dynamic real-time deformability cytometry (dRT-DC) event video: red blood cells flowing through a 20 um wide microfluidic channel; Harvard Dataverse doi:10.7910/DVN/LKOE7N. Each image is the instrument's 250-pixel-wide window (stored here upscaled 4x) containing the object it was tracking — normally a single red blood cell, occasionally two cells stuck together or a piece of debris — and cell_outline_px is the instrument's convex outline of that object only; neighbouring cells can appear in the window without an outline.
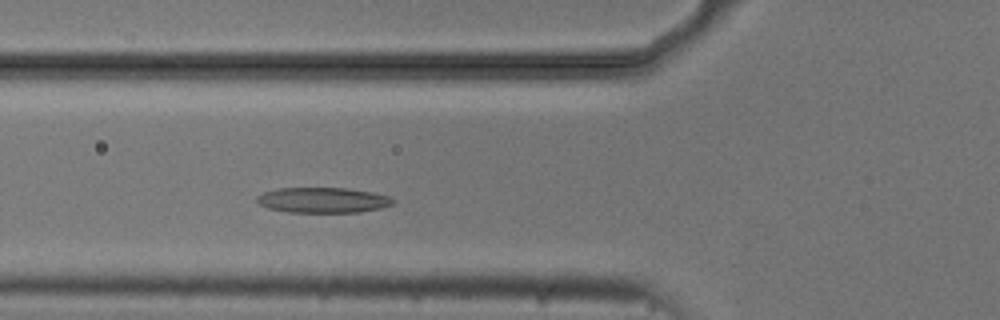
{"species": "common noctule bat (a hibernating species)", "species_latin": "Nyctalus noctula", "temperature_condition": "cold", "stored_images_in_passage": 45, "camera_frame_rate_fps": 3000, "um_per_image_px": 0.085, "animal": {"sex": "male", "body_mass_g": 20.5, "forearm_length_mm": 52.5}, "frame": {"image": 1, "passage_image": 10, "time_ms": 3.0, "image_size_px": [1000, 320], "cell_outline_px": [[396, 200], [392, 204], [380, 208], [360, 212], [288, 212], [268, 208], [260, 204], [256, 200], [256, 196], [264, 192], [276, 188], [348, 188], [372, 192], [388, 196]], "centroid_in_image_um": [27.43, 17.0], "position_along_channel_um": 98.4, "area_um2": 20.11}}
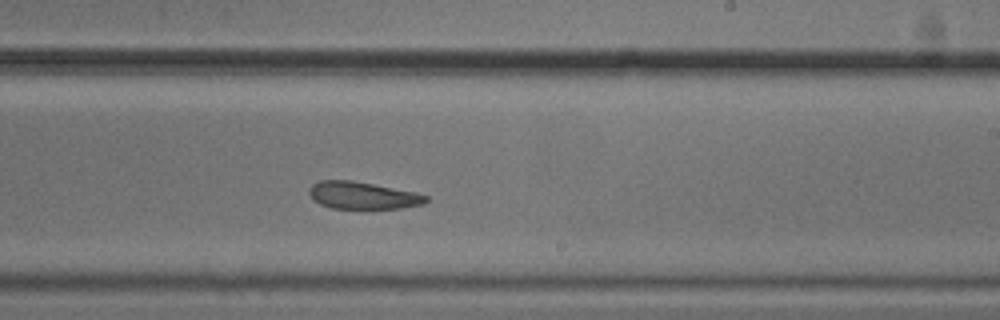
{"frame": {"image": 2, "passage_image": 23, "time_ms": 7.333, "image_size_px": [1000, 320], "cell_outline_px": [[428, 200], [424, 204], [400, 208], [332, 208], [320, 204], [308, 192], [308, 188], [312, 184], [320, 180], [352, 180], [416, 192], [428, 196]], "centroid_in_image_um": [30.84, 16.6], "position_along_channel_um": 258.2, "area_um2": 18.44}}
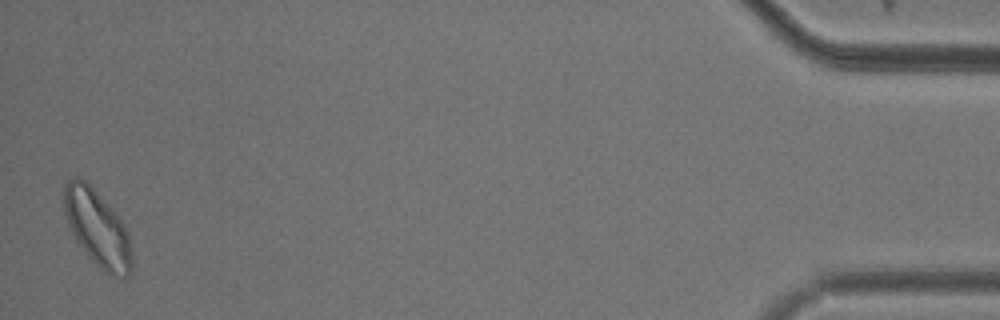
{"frame": {"image": 3, "passage_image": 44, "time_ms": 14.333, "image_size_px": [1000, 320], "cell_outline_px": [[132, 272], [128, 276], [124, 276], [104, 272], [88, 256], [76, 240], [68, 224], [64, 212], [64, 184], [72, 176], [76, 176], [84, 180], [120, 216], [124, 224], [132, 248]], "centroid_in_image_um": [8.28, 19.38], "position_along_channel_um": 426.9, "area_um2": 29.94}, "authors_computed_cell_mechanics": {"area_um2": 20.6346, "velocity_mm_per_s": 3.6846, "shape_relaxation_time_tau1_ms": 5.3268, "shape_relaxation_time_tau2_ms": 2.9915, "deformation_change_tau1": 0.1146, "deformation_change_tau2": 0.0979}}